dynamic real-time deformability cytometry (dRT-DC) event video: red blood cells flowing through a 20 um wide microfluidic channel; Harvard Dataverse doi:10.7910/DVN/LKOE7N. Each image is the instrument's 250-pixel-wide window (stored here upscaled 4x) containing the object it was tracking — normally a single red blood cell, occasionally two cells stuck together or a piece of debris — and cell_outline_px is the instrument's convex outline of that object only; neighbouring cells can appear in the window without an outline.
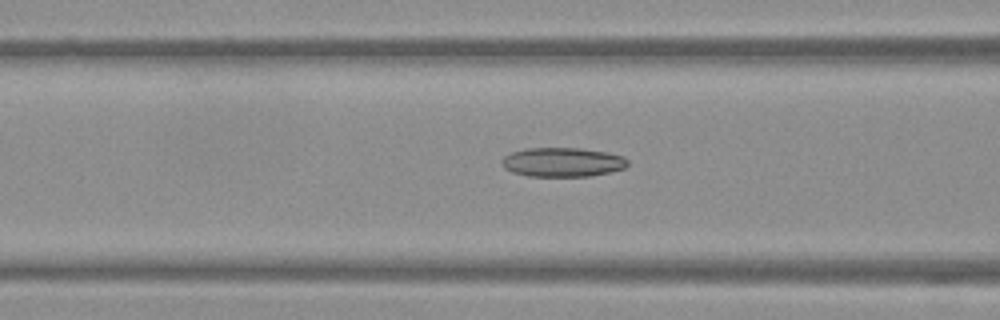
{"species": "Egyptian fruit bat (a non-hibernating species)", "species_latin": "Rousettus aegyptiacus", "temperature_condition": "warm", "stored_images_in_passage": 54, "camera_frame_rate_fps": 3000, "um_per_image_px": 0.085, "frame": {"image": 1, "passage_image": 22, "time_ms": 7.0, "image_size_px": [1000, 320], "cell_outline_px": [[628, 164], [624, 168], [612, 172], [588, 176], [528, 176], [512, 172], [504, 168], [500, 164], [500, 160], [504, 156], [512, 152], [524, 148], [580, 148], [608, 152], [624, 156], [628, 160]], "centroid_in_image_um": [47.8, 13.78], "position_along_channel_um": 118.8, "area_um2": 21.68}}
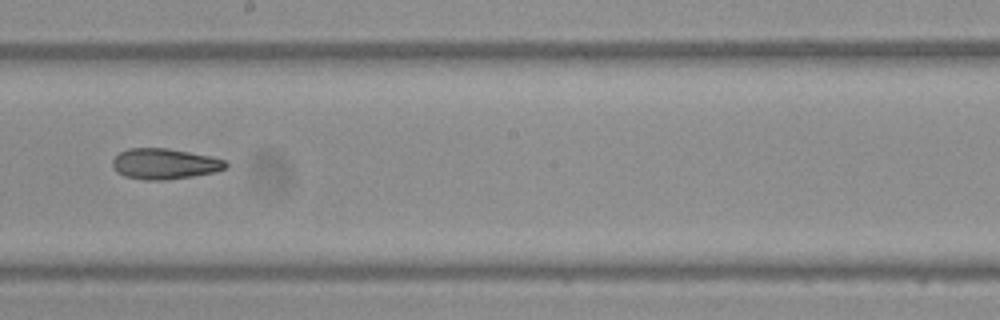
{"frame": {"image": 2, "passage_image": 31, "time_ms": 10.0, "image_size_px": [1000, 320], "cell_outline_px": [[228, 168], [216, 172], [168, 180], [144, 180], [124, 176], [116, 172], [112, 164], [112, 160], [120, 152], [128, 148], [168, 148], [212, 156], [228, 160]], "centroid_in_image_um": [14.03, 13.93], "position_along_channel_um": 234.2, "area_um2": 20.58}}
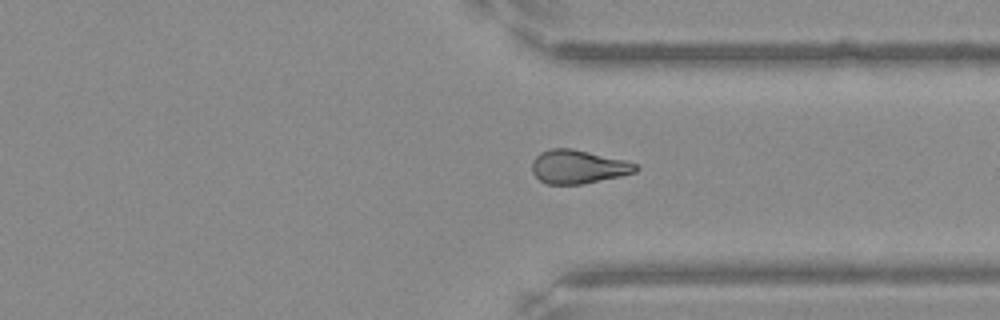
{"frame": {"image": 3, "passage_image": 41, "time_ms": 13.333, "image_size_px": [1000, 320], "cell_outline_px": [[640, 168], [636, 172], [620, 176], [580, 184], [544, 184], [532, 172], [532, 160], [540, 152], [552, 148], [572, 148], [624, 160], [636, 164]], "centroid_in_image_um": [49.12, 14.17], "position_along_channel_um": 362.3, "area_um2": 20.23}, "authors_computed_cell_mechanics": {"area_um2": 21.0103, "velocity_mm_per_s": 3.8386, "shape_relaxation_time_tau1_ms": null, "shape_relaxation_time_tau2_ms": 5.9209, "deformation_change_tau1": null, "deformation_change_tau2": 0.1582}}